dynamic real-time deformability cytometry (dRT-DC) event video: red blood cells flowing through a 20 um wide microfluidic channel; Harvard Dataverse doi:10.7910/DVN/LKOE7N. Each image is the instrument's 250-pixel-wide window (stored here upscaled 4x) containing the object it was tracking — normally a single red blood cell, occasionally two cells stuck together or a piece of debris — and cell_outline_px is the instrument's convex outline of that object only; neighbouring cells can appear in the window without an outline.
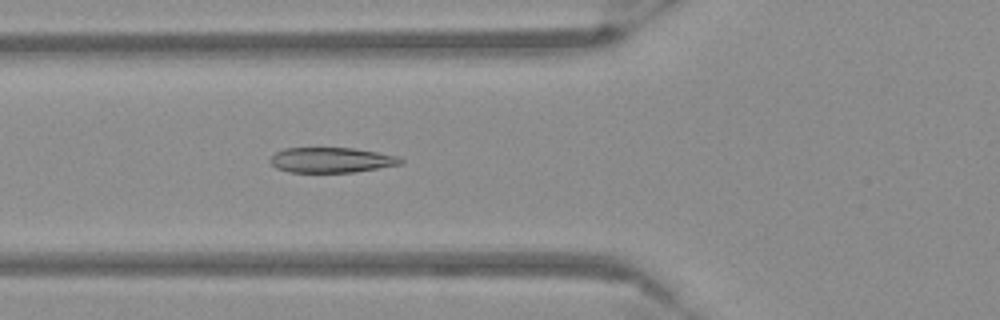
{"species": "Egyptian fruit bat (a non-hibernating species)", "species_latin": "Rousettus aegyptiacus", "temperature_condition": "warm", "stored_images_in_passage": 54, "camera_frame_rate_fps": 3000, "um_per_image_px": 0.085, "frame": {"image": 1, "passage_image": 21, "time_ms": 6.667, "image_size_px": [1000, 320], "cell_outline_px": [[404, 160], [400, 164], [380, 168], [352, 172], [288, 172], [276, 168], [268, 160], [276, 152], [284, 148], [352, 148], [400, 156]], "centroid_in_image_um": [28.16, 13.6], "position_along_channel_um": 97.6, "area_um2": 19.13}}
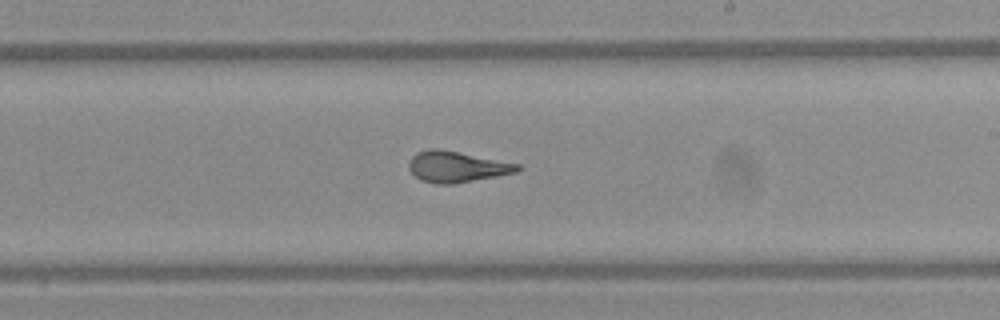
{"frame": {"image": 2, "passage_image": 33, "time_ms": 10.667, "image_size_px": [1000, 320], "cell_outline_px": [[520, 172], [452, 184], [436, 184], [420, 180], [408, 168], [408, 164], [412, 156], [416, 152], [428, 148], [440, 148], [520, 164]], "centroid_in_image_um": [38.81, 14.16], "position_along_channel_um": 250.2, "area_um2": 19.77}}
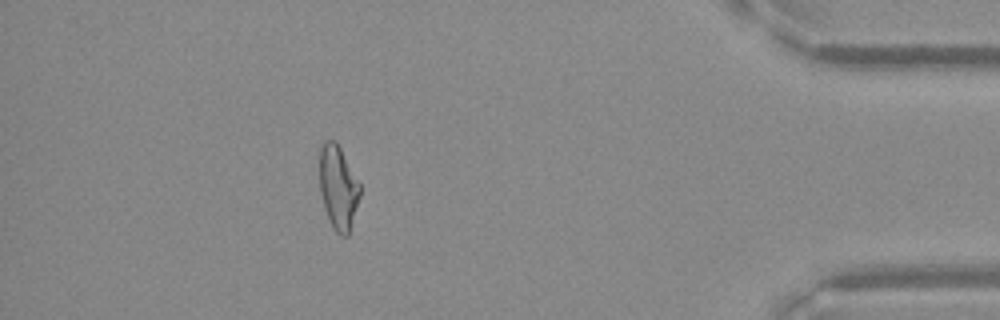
{"frame": {"image": 3, "passage_image": 49, "time_ms": 16.0, "image_size_px": [1000, 320], "cell_outline_px": [[360, 196], [348, 236], [340, 236], [332, 228], [324, 208], [320, 192], [320, 148], [324, 140], [336, 140], [360, 184]], "centroid_in_image_um": [28.74, 15.94], "position_along_channel_um": 406.5, "area_um2": 19.77}}